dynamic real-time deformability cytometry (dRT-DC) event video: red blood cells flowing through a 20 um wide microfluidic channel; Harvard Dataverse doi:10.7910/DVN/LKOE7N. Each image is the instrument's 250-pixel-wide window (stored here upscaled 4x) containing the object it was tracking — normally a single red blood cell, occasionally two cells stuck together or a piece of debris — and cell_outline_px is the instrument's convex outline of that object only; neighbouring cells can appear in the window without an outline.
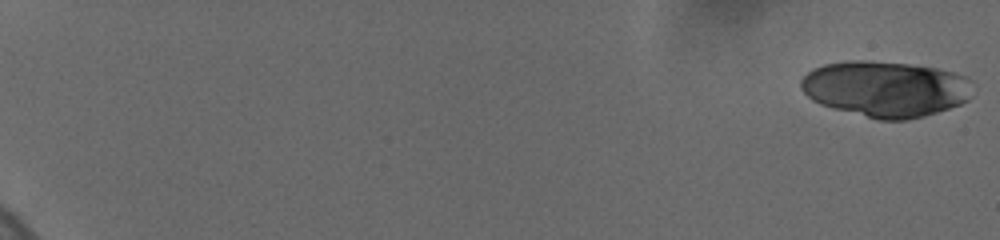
{"species": "human", "species_latin": "Homo sapiens", "temperature_condition": "cold", "stored_images_in_passage": 8, "camera_frame_rate_fps": 3000, "um_per_image_px": 0.085, "donor": {"sex": "female"}, "frame": {"image": 1, "passage_image": 1, "time_ms": 0.0, "image_size_px": [1000, 240], "cell_outline_px": [[976, 84], [972, 96], [968, 100], [960, 104], [924, 116], [904, 120], [880, 120], [832, 108], [820, 104], [812, 100], [800, 88], [800, 80], [812, 68], [824, 64], [848, 60], [864, 60], [904, 64], [936, 68], [968, 76]], "centroid_in_image_um": [75.3, 7.55], "position_along_channel_um": 9.7, "area_um2": 56.3}}
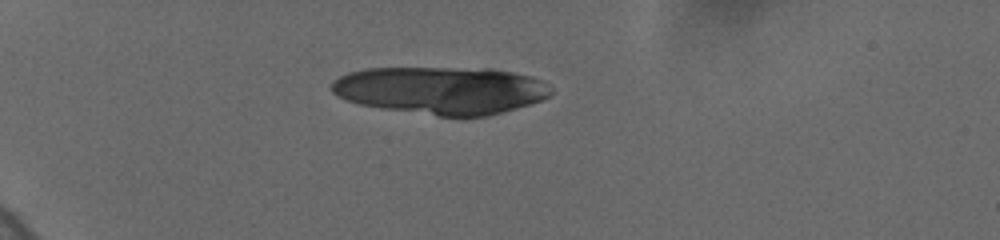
{"frame": {"image": 2, "passage_image": 6, "time_ms": 5.667, "image_size_px": [1000, 240], "cell_outline_px": [[552, 96], [516, 108], [488, 116], [440, 116], [380, 108], [360, 104], [348, 100], [332, 92], [328, 88], [332, 80], [348, 72], [364, 68], [492, 68], [532, 76], [544, 80], [552, 88]], "centroid_in_image_um": [37.5, 7.66], "position_along_channel_um": 47.5, "area_um2": 61.21}}